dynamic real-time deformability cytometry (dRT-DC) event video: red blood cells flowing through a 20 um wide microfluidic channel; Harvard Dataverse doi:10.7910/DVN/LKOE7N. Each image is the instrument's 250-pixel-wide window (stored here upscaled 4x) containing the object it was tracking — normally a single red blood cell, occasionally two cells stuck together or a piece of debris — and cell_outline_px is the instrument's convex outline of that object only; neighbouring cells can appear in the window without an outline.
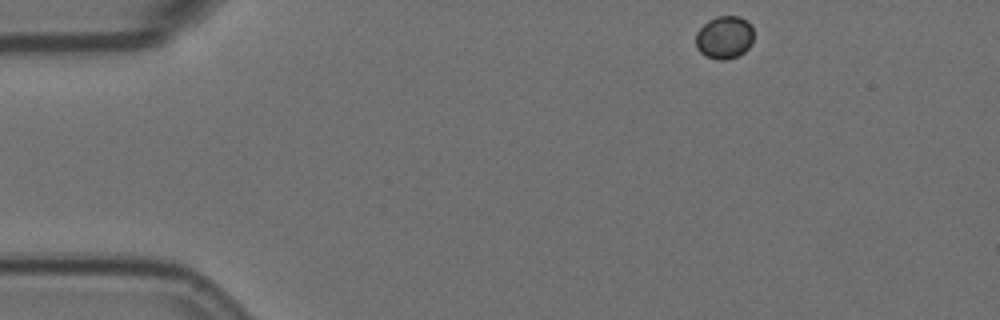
{"species": "Egyptian fruit bat (a non-hibernating species)", "species_latin": "Rousettus aegyptiacus", "temperature_condition": "room temperature", "stored_images_in_passage": 4, "camera_frame_rate_fps": 3000, "um_per_image_px": 0.085, "animal": {"sex": "female"}, "frame": {"image": 1, "passage_image": 1, "time_ms": 0.0, "image_size_px": [1000, 320], "cell_outline_px": [[752, 44], [744, 52], [736, 56], [724, 60], [720, 60], [708, 56], [700, 52], [696, 48], [696, 32], [708, 20], [716, 16], [740, 16], [752, 28]], "centroid_in_image_um": [61.55, 3.17], "position_along_channel_um": 23.4, "area_um2": 14.28}}
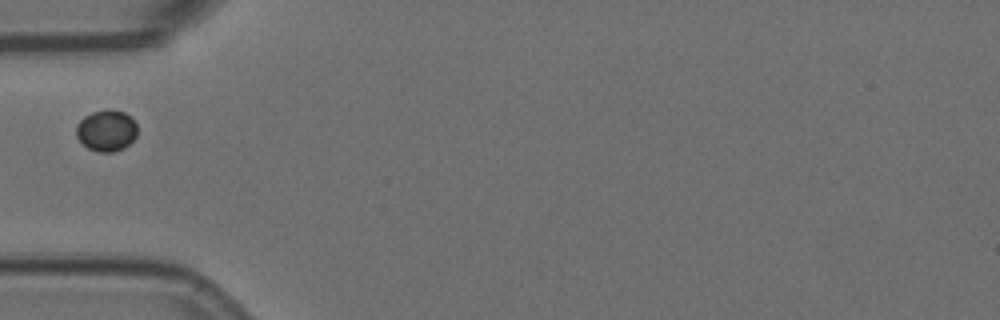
{"frame": {"image": 2, "passage_image": 4, "time_ms": 1.0, "image_size_px": [1000, 320], "cell_outline_px": [[136, 136], [124, 148], [112, 152], [96, 152], [88, 148], [76, 136], [76, 124], [84, 116], [92, 112], [124, 112], [136, 124]], "centroid_in_image_um": [9.01, 11.14], "position_along_channel_um": 76.0, "area_um2": 14.22}}